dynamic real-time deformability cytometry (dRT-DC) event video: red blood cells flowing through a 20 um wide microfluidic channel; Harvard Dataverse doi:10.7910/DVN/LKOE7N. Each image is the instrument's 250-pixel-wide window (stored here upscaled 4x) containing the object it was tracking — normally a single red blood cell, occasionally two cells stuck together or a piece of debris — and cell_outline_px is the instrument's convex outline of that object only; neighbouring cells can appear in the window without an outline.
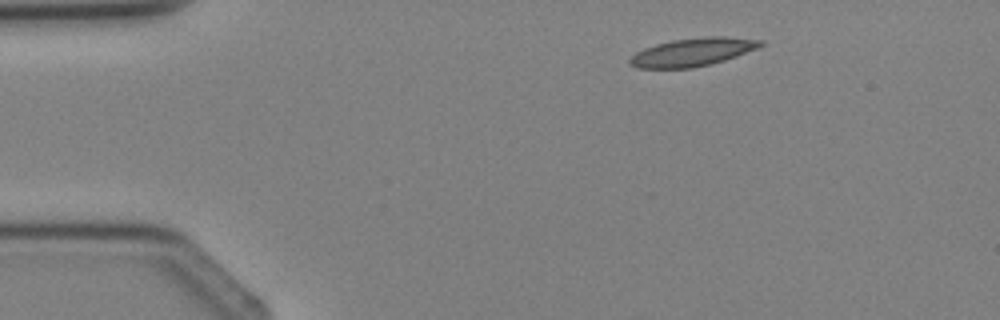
{"species": "Egyptian fruit bat (a non-hibernating species)", "species_latin": "Rousettus aegyptiacus", "temperature_condition": "cold", "stored_images_in_passage": 2, "camera_frame_rate_fps": 3000, "um_per_image_px": 0.085, "animal": {"sex": "female"}, "frame": {"image": 1, "passage_image": 1, "time_ms": 0.0, "image_size_px": [1000, 320], "cell_outline_px": [[764, 44], [756, 48], [736, 56], [724, 60], [692, 68], [636, 68], [628, 64], [628, 60], [636, 52], [644, 48], [656, 44], [672, 40], [708, 36], [724, 36], [764, 40]], "centroid_in_image_um": [58.84, 4.42], "position_along_channel_um": 26.2, "area_um2": 21.33}}